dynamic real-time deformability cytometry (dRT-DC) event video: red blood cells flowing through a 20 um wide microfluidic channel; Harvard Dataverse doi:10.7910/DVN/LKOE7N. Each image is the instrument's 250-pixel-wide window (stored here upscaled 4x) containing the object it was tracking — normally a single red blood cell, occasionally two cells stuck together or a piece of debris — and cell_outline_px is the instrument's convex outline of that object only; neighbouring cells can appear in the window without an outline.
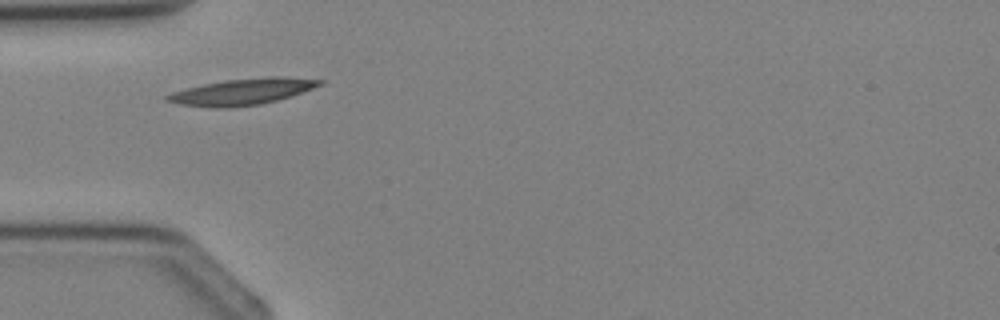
{"species": "Egyptian fruit bat (a non-hibernating species)", "species_latin": "Rousettus aegyptiacus", "temperature_condition": "cold", "stored_images_in_passage": 3, "camera_frame_rate_fps": 3000, "um_per_image_px": 0.085, "animal": {"sex": "female"}, "frame": {"image": 1, "passage_image": 2, "time_ms": 1.0, "image_size_px": [1000, 320], "cell_outline_px": [[324, 84], [276, 100], [260, 104], [228, 108], [212, 108], [180, 104], [164, 100], [164, 96], [172, 92], [204, 84], [224, 80], [268, 76], [284, 76], [324, 80]], "centroid_in_image_um": [20.57, 7.79], "position_along_channel_um": 64.4, "area_um2": 23.24}}
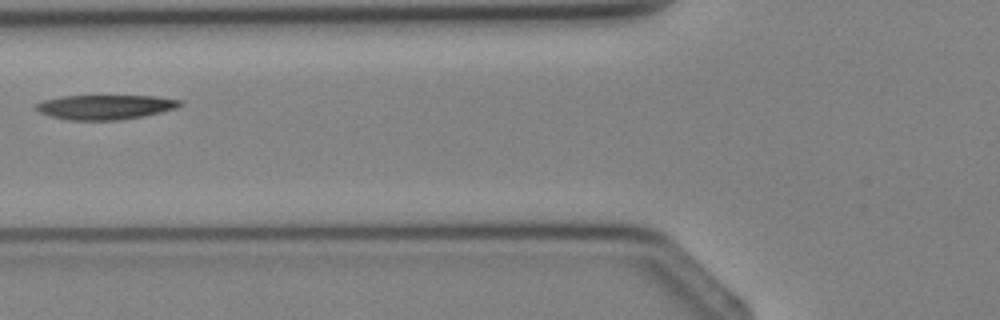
{"frame": {"image": 2, "passage_image": 3, "time_ms": 2.0, "image_size_px": [1000, 320], "cell_outline_px": [[184, 104], [176, 108], [144, 116], [116, 120], [64, 120], [48, 116], [32, 108], [32, 104], [44, 100], [60, 96], [160, 96], [184, 100]], "centroid_in_image_um": [8.91, 9.09], "position_along_channel_um": 116.9, "area_um2": 21.04}}